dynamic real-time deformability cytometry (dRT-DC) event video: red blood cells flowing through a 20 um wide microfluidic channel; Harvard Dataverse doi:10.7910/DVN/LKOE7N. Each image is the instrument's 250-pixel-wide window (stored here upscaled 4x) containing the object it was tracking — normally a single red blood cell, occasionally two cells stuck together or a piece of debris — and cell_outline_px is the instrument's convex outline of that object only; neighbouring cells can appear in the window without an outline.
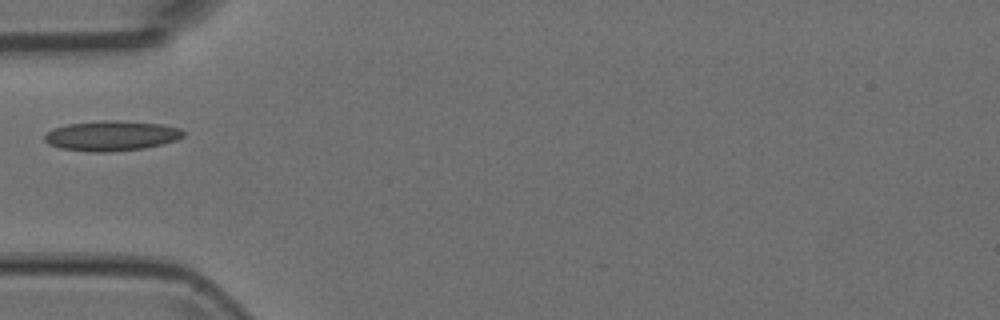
{"species": "Egyptian fruit bat (a non-hibernating species)", "species_latin": "Rousettus aegyptiacus", "temperature_condition": "room temperature", "stored_images_in_passage": 4, "camera_frame_rate_fps": 3000, "um_per_image_px": 0.085, "animal": {"sex": "female"}, "frame": {"image": 1, "passage_image": 4, "time_ms": 1.0, "image_size_px": [1000, 320], "cell_outline_px": [[184, 136], [176, 140], [144, 148], [108, 152], [96, 152], [60, 148], [48, 144], [44, 140], [44, 136], [52, 128], [68, 124], [100, 120], [116, 120], [160, 124], [180, 128], [184, 132]], "centroid_in_image_um": [9.45, 11.53], "position_along_channel_um": 75.6, "area_um2": 24.22}}